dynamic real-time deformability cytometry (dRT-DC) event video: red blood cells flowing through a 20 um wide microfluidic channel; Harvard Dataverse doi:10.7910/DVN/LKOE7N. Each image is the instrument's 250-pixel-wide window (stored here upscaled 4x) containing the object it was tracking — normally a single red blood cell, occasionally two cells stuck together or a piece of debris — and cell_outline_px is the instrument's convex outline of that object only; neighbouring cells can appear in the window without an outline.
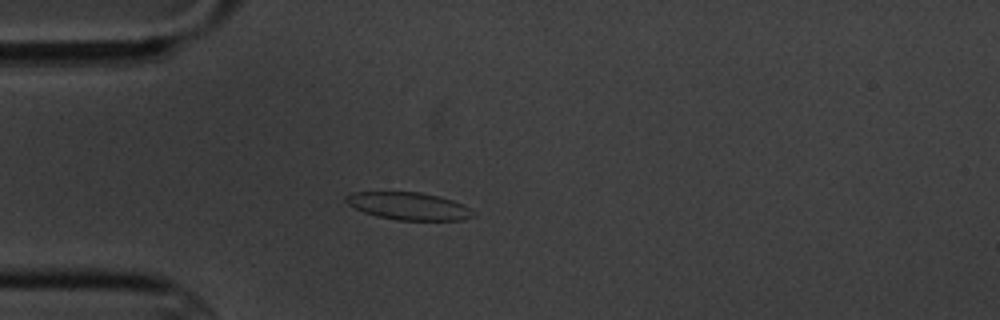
{"species": "common noctule bat (a hibernating species)", "species_latin": "Nyctalus noctula", "temperature_condition": "cold", "stored_images_in_passage": 12, "camera_frame_rate_fps": 3000, "um_per_image_px": 0.085, "animal": {"sex": "male", "body_mass_g": 20.1, "forearm_length_mm": 53.5}, "frame": {"image": 1, "passage_image": 3, "time_ms": 3.333, "image_size_px": [1000, 320], "cell_outline_px": [[476, 216], [464, 220], [396, 220], [376, 216], [364, 212], [348, 204], [344, 200], [344, 196], [352, 192], [420, 192], [440, 196], [452, 200], [476, 212]], "centroid_in_image_um": [34.74, 17.52], "position_along_channel_um": 50.3, "area_um2": 20.46}}
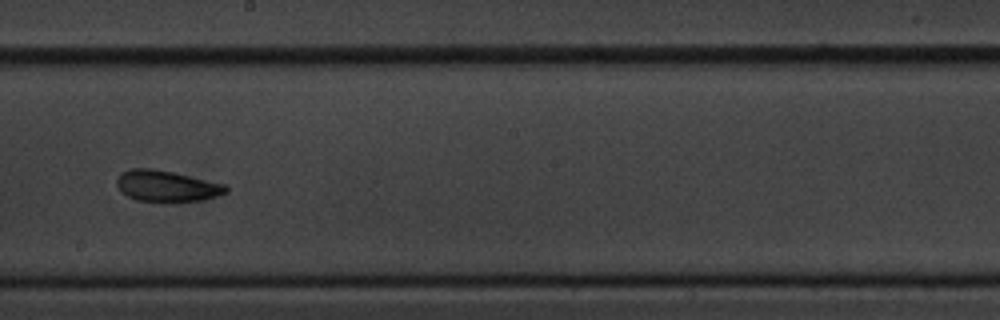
{"frame": {"image": 2, "passage_image": 8, "time_ms": 9.0, "image_size_px": [1000, 320], "cell_outline_px": [[228, 192], [204, 200], [180, 204], [168, 204], [136, 200], [120, 192], [116, 184], [116, 180], [120, 172], [132, 168], [152, 168], [172, 172], [224, 184], [228, 188]], "centroid_in_image_um": [14.14, 15.86], "position_along_channel_um": 234.1, "area_um2": 20.58}}
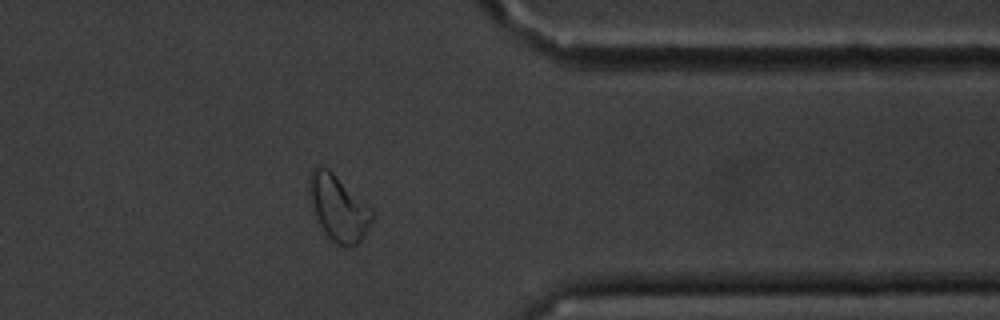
{"frame": {"image": 3, "passage_image": 12, "time_ms": 13.667, "image_size_px": [1000, 320], "cell_outline_px": [[376, 216], [364, 236], [352, 248], [336, 244], [324, 232], [316, 216], [308, 192], [308, 176], [312, 168], [316, 164], [328, 168], [368, 204], [372, 208]], "centroid_in_image_um": [28.78, 17.65], "position_along_channel_um": 382.6, "area_um2": 24.39}, "authors_computed_cell_mechanics": {"area_um2": 19.9988, "velocity_mm_per_s": 3.427, "shape_relaxation_time_tau1_ms": 2.946, "shape_relaxation_time_tau2_ms": 3.6075, "deformation_change_tau1": 0.1139, "deformation_change_tau2": 0.0922}}